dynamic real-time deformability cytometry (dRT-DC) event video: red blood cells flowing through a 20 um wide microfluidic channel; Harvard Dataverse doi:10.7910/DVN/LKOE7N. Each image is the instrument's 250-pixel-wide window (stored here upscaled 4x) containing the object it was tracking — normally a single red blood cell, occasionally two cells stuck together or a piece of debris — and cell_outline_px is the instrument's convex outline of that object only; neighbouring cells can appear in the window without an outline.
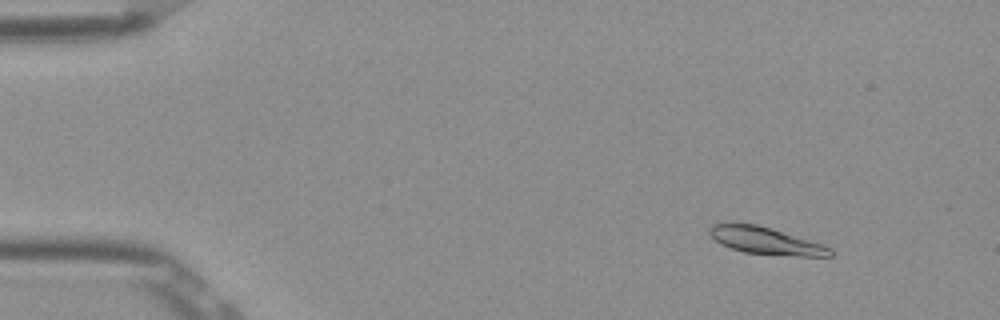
{"species": "Egyptian fruit bat (a non-hibernating species)", "species_latin": "Rousettus aegyptiacus", "temperature_condition": "room temperature", "stored_images_in_passage": 54, "camera_frame_rate_fps": 3000, "um_per_image_px": 0.085, "frame": {"image": 1, "passage_image": 7, "time_ms": 2.0, "image_size_px": [1000, 320], "cell_outline_px": [[832, 256], [796, 256], [744, 252], [720, 244], [708, 232], [708, 228], [712, 224], [756, 224], [824, 244], [832, 248]], "centroid_in_image_um": [65.11, 20.47], "position_along_channel_um": 19.9, "area_um2": 18.73}}
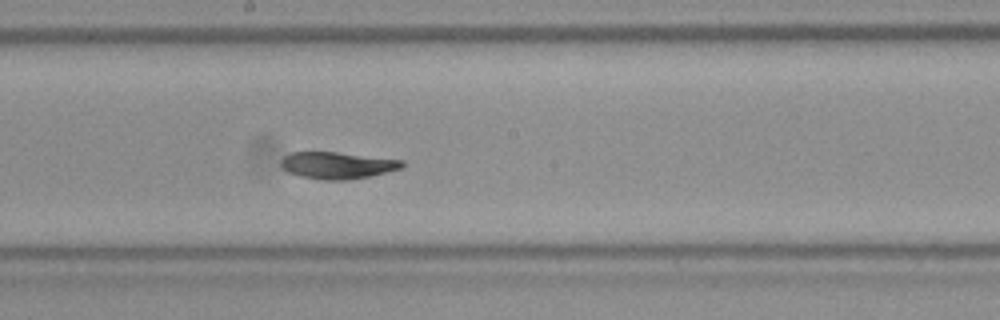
{"frame": {"image": 2, "passage_image": 30, "time_ms": 9.667, "image_size_px": [1000, 320], "cell_outline_px": [[404, 168], [372, 176], [348, 180], [320, 180], [300, 176], [288, 172], [280, 164], [280, 160], [284, 156], [292, 152], [336, 152], [404, 160]], "centroid_in_image_um": [28.71, 14.06], "position_along_channel_um": 219.5, "area_um2": 19.13}}
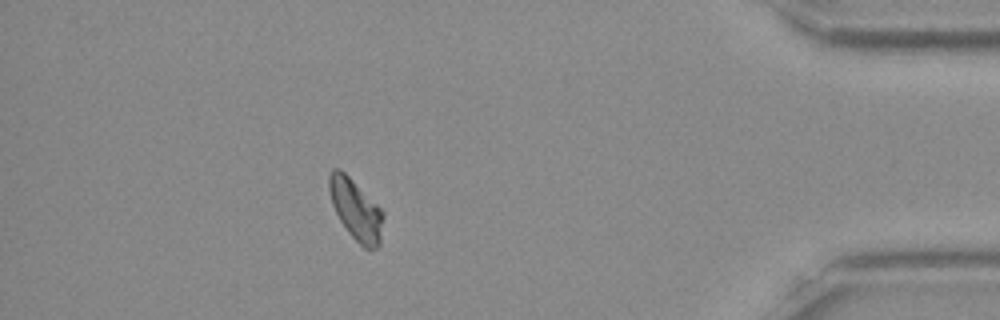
{"frame": {"image": 3, "passage_image": 48, "time_ms": 15.667, "image_size_px": [1000, 320], "cell_outline_px": [[384, 216], [380, 244], [376, 248], [364, 248], [348, 232], [340, 220], [332, 204], [328, 188], [328, 176], [332, 168], [340, 168], [384, 212]], "centroid_in_image_um": [30.23, 17.81], "position_along_channel_um": 405.0, "area_um2": 18.9}, "authors_computed_cell_mechanics": {"area_um2": 19.4786, "velocity_mm_per_s": 3.8572, "shape_relaxation_time_tau1_ms": 4.6533, "shape_relaxation_time_tau2_ms": 5.7533, "deformation_change_tau1": 0.1416, "deformation_change_tau2": 0.0893}}